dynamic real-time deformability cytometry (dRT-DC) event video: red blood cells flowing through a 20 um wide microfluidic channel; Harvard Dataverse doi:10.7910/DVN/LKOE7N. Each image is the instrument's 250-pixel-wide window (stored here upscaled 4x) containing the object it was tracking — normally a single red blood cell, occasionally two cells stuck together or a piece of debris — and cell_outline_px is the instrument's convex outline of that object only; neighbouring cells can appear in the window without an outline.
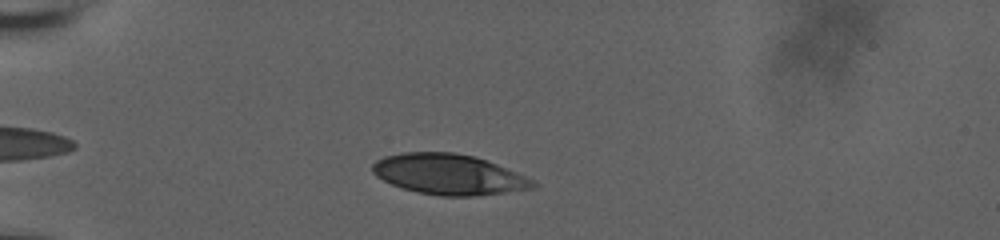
{"species": "human", "species_latin": "Homo sapiens", "temperature_condition": "room temperature", "stored_images_in_passage": 39, "camera_frame_rate_fps": 3000, "um_per_image_px": 0.085, "donor": {"sex": "male"}, "frame": {"image": 1, "passage_image": 6, "time_ms": 1.667, "image_size_px": [1000, 240], "cell_outline_px": [[540, 184], [536, 188], [472, 196], [440, 196], [416, 192], [392, 184], [376, 176], [372, 172], [372, 164], [376, 160], [384, 156], [404, 152], [452, 152], [476, 156], [488, 160], [516, 172]], "centroid_in_image_um": [38.15, 14.81], "position_along_channel_um": 46.9, "area_um2": 37.92}}
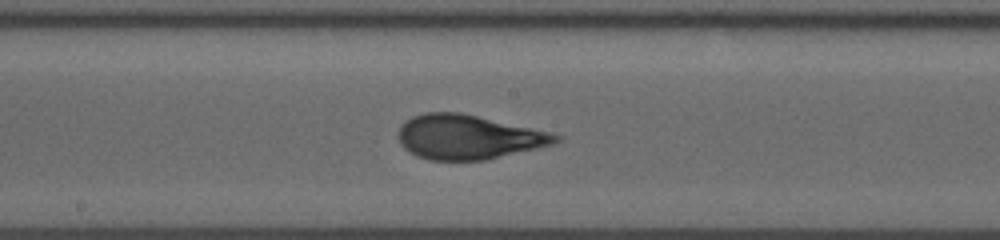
{"frame": {"image": 2, "passage_image": 22, "time_ms": 7.0, "image_size_px": [1000, 240], "cell_outline_px": [[564, 136], [556, 144], [484, 160], [428, 160], [416, 156], [404, 148], [400, 144], [400, 124], [412, 116], [424, 112], [460, 112], [552, 132]], "centroid_in_image_um": [39.83, 11.64], "position_along_channel_um": 208.4, "area_um2": 40.86}}
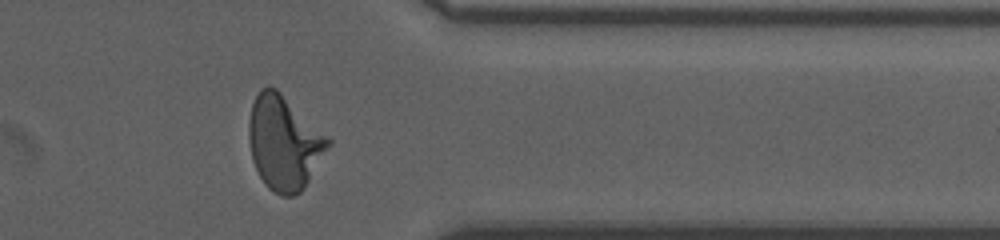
{"frame": {"image": 3, "passage_image": 36, "time_ms": 11.667, "image_size_px": [1000, 240], "cell_outline_px": [[332, 144], [304, 188], [300, 192], [292, 196], [280, 196], [268, 188], [264, 184], [252, 160], [248, 140], [248, 124], [252, 104], [260, 88], [268, 84], [276, 88], [332, 140]], "centroid_in_image_um": [24.14, 12.13], "position_along_channel_um": 387.3, "area_um2": 43.64}, "authors_computed_cell_mechanics": {"area_um2": 39.882, "velocity_mm_per_s": 3.7196, "shape_relaxation_time_tau1_ms": 5.6798, "shape_relaxation_time_tau2_ms": null, "deformation_change_tau1": 0.2294, "deformation_change_tau2": null}}